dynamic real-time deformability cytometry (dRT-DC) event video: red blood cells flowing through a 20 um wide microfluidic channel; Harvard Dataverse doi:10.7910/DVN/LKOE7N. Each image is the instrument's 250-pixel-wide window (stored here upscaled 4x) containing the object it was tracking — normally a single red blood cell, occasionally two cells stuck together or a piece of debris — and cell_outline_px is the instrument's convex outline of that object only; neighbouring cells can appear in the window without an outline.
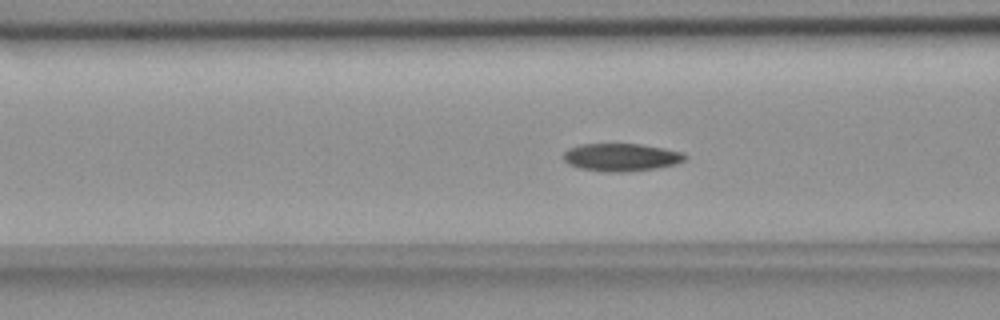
{"species": "common noctule bat (a hibernating species)", "species_latin": "Nyctalus noctula", "temperature_condition": "room temperature", "stored_images_in_passage": 56, "camera_frame_rate_fps": 3000, "um_per_image_px": 0.085, "animal": {"sex": "female", "body_mass_g": 18.4}, "frame": {"image": 1, "passage_image": 21, "time_ms": 6.667, "image_size_px": [1000, 320], "cell_outline_px": [[688, 156], [684, 160], [676, 164], [656, 168], [628, 172], [604, 172], [580, 168], [568, 164], [564, 160], [564, 152], [568, 148], [580, 144], [640, 144], [664, 148], [684, 152]], "centroid_in_image_um": [52.81, 13.37], "position_along_channel_um": 113.8, "area_um2": 19.83}}
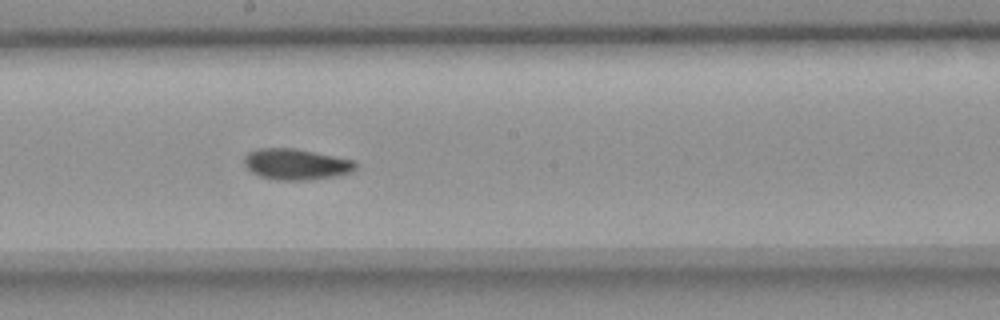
{"frame": {"image": 2, "passage_image": 30, "time_ms": 9.667, "image_size_px": [1000, 320], "cell_outline_px": [[356, 168], [352, 172], [340, 176], [308, 180], [272, 180], [260, 176], [252, 172], [244, 164], [244, 156], [248, 152], [260, 148], [296, 148], [352, 160], [356, 164]], "centroid_in_image_um": [25.16, 13.97], "position_along_channel_um": 223.0, "area_um2": 20.23}}
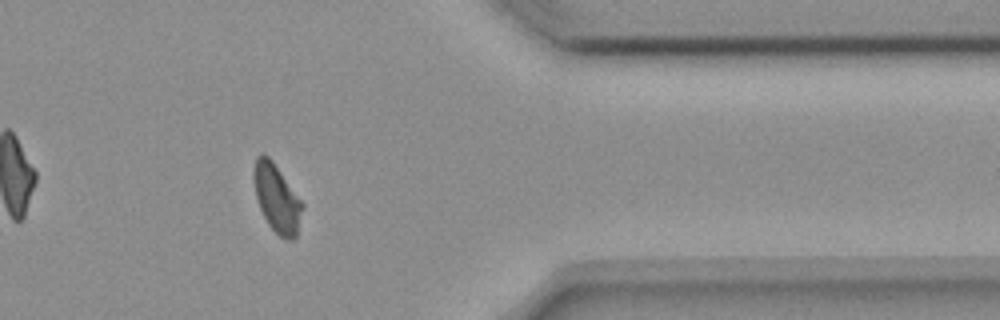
{"frame": {"image": 3, "passage_image": 45, "time_ms": 14.667, "image_size_px": [1000, 320], "cell_outline_px": [[304, 208], [296, 236], [292, 240], [288, 240], [280, 236], [268, 224], [260, 208], [256, 196], [252, 176], [252, 172], [256, 156], [260, 152], [264, 152], [272, 160], [304, 204]], "centroid_in_image_um": [23.52, 16.81], "position_along_channel_um": 387.9, "area_um2": 19.36}, "authors_computed_cell_mechanics": {"area_um2": 19.4208, "velocity_mm_per_s": 3.6591, "shape_relaxation_time_tau1_ms": 5.2211, "shape_relaxation_time_tau2_ms": 3.7051, "deformation_change_tau1": 0.1332, "deformation_change_tau2": 0.071}}